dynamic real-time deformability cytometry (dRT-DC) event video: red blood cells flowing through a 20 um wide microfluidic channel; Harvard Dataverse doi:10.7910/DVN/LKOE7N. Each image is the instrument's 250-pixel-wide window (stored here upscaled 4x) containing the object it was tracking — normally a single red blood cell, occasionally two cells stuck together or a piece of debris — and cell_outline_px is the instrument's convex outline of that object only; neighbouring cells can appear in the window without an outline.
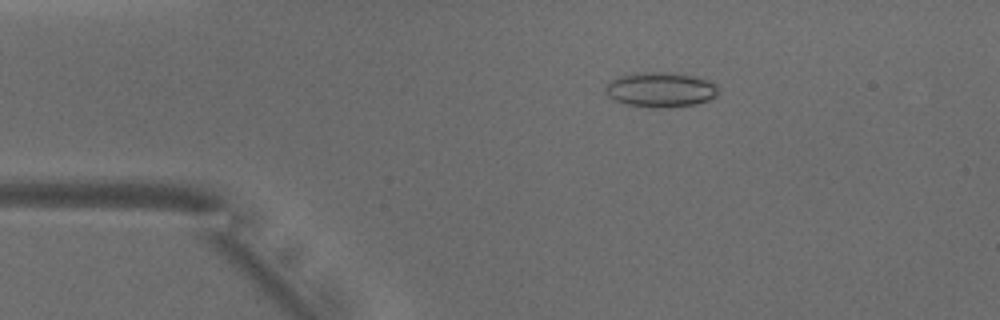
{"species": "common noctule bat (a hibernating species)", "species_latin": "Nyctalus noctula", "temperature_condition": "warm", "stored_images_in_passage": 51, "camera_frame_rate_fps": 3000, "um_per_image_px": 0.085, "animal": {"sex": "male", "body_mass_g": 18.8}, "frame": {"image": 1, "passage_image": 9, "time_ms": 2.667, "image_size_px": [1000, 320], "cell_outline_px": [[716, 96], [708, 100], [692, 104], [628, 104], [616, 100], [608, 96], [604, 92], [604, 88], [616, 76], [636, 72], [672, 72], [696, 76], [712, 80], [716, 84]], "centroid_in_image_um": [56.14, 7.53], "position_along_channel_um": 28.9, "area_um2": 22.02}}
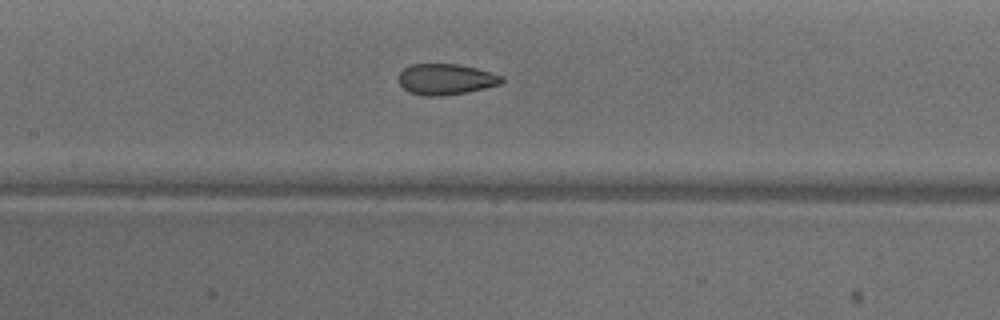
{"frame": {"image": 2, "passage_image": 23, "time_ms": 7.333, "image_size_px": [1000, 320], "cell_outline_px": [[504, 80], [500, 84], [484, 88], [464, 92], [440, 96], [424, 96], [408, 92], [396, 80], [400, 72], [404, 68], [412, 64], [456, 64], [476, 68], [504, 76]], "centroid_in_image_um": [37.86, 6.73], "position_along_channel_um": 169.5, "area_um2": 18.55}}
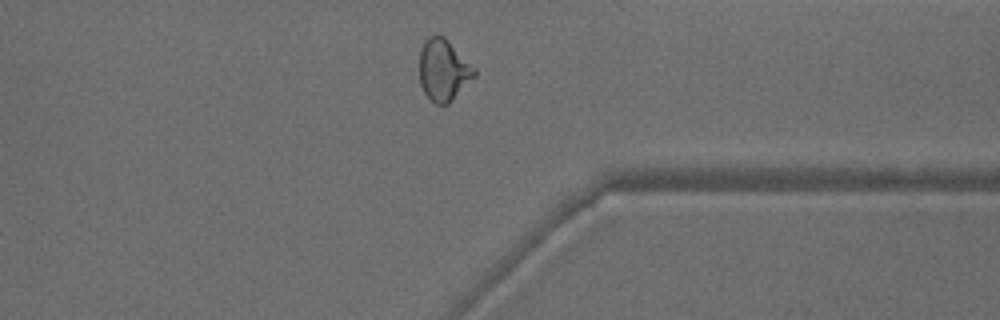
{"frame": {"image": 3, "passage_image": 39, "time_ms": 12.667, "image_size_px": [1000, 320], "cell_outline_px": [[476, 76], [448, 104], [436, 104], [424, 92], [420, 84], [420, 48], [424, 40], [428, 36], [444, 36], [476, 68]], "centroid_in_image_um": [37.7, 5.94], "position_along_channel_um": 373.7, "area_um2": 19.71}, "authors_computed_cell_mechanics": {"area_um2": 20.808, "velocity_mm_per_s": 3.9433, "shape_relaxation_time_tau1_ms": 10.8938, "shape_relaxation_time_tau2_ms": 1.2903, "deformation_change_tau1": 0.2342, "deformation_change_tau2": 0.0709}}